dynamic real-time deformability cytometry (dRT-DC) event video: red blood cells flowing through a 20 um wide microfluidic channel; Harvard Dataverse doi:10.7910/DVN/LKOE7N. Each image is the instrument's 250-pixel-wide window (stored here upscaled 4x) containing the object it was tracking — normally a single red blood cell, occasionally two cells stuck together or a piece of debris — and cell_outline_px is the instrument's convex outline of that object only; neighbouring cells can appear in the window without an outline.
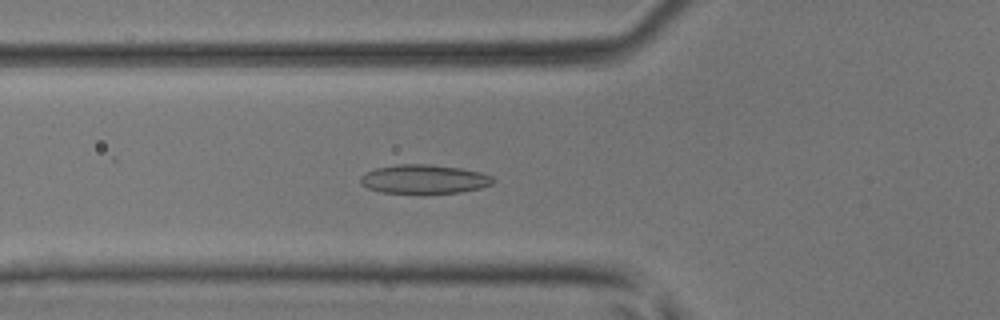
{"species": "common noctule bat (a hibernating species)", "species_latin": "Nyctalus noctula", "temperature_condition": "room temperature", "stored_images_in_passage": 49, "camera_frame_rate_fps": 3000, "um_per_image_px": 0.085, "animal": {"sex": "male", "body_mass_g": 17.9, "forearm_length_mm": 54.2}, "frame": {"image": 1, "passage_image": 18, "time_ms": 5.667, "image_size_px": [1000, 320], "cell_outline_px": [[496, 180], [492, 184], [480, 188], [460, 192], [424, 196], [420, 196], [380, 192], [368, 188], [360, 184], [360, 176], [364, 172], [376, 168], [396, 164], [432, 164], [460, 168], [480, 172], [492, 176]], "centroid_in_image_um": [36.02, 15.27], "position_along_channel_um": 89.8, "area_um2": 23.47}}
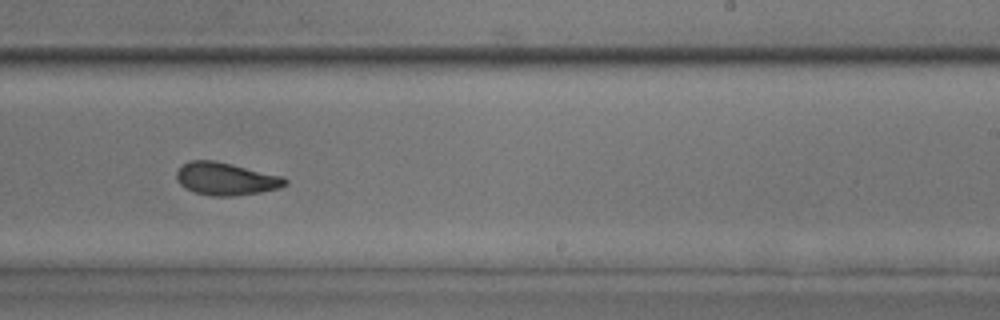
{"frame": {"image": 2, "passage_image": 31, "time_ms": 10.0, "image_size_px": [1000, 320], "cell_outline_px": [[288, 184], [280, 188], [260, 192], [232, 196], [212, 196], [196, 192], [184, 188], [176, 180], [176, 172], [188, 160], [216, 160], [284, 176], [288, 180]], "centroid_in_image_um": [19.22, 15.19], "position_along_channel_um": 269.8, "area_um2": 20.87}}
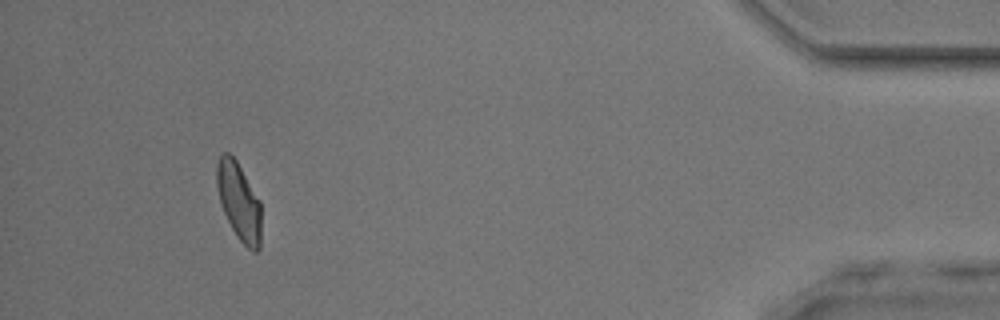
{"frame": {"image": 3, "passage_image": 46, "time_ms": 15.0, "image_size_px": [1000, 320], "cell_outline_px": [[260, 248], [256, 252], [252, 252], [236, 236], [224, 212], [220, 200], [216, 184], [216, 164], [220, 156], [224, 152], [228, 152], [236, 160], [260, 200]], "centroid_in_image_um": [20.31, 17.12], "position_along_channel_um": 414.9, "area_um2": 19.94}, "authors_computed_cell_mechanics": {"area_um2": 20.9814, "velocity_mm_per_s": 4.165, "shape_relaxation_time_tau1_ms": null, "shape_relaxation_time_tau2_ms": 1.9564, "deformation_change_tau1": null, "deformation_change_tau2": 0.0904}}